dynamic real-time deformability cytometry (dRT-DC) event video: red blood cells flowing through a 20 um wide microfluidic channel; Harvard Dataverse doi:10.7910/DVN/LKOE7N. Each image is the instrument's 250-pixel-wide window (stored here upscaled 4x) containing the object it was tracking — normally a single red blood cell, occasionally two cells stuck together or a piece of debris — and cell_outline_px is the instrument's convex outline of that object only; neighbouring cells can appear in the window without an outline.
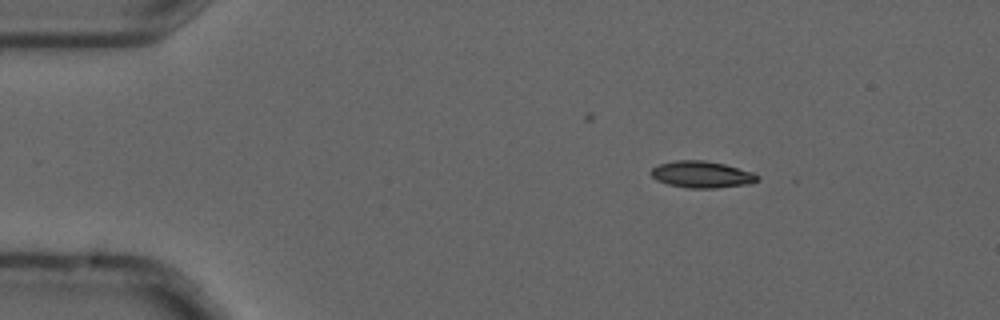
{"species": "common noctule bat (a hibernating species)", "species_latin": "Nyctalus noctula", "temperature_condition": "cold", "stored_images_in_passage": 3, "camera_frame_rate_fps": 3000, "um_per_image_px": 0.085, "animal": {"sex": "male", "forearm_length_mm": 52.5}, "frame": {"image": 1, "passage_image": 2, "time_ms": 0.333, "image_size_px": [1000, 320], "cell_outline_px": [[760, 180], [752, 184], [716, 188], [688, 188], [668, 184], [656, 180], [648, 172], [652, 168], [660, 164], [676, 160], [704, 160], [724, 164], [752, 172], [760, 176]], "centroid_in_image_um": [59.67, 14.84], "position_along_channel_um": 25.3, "area_um2": 16.7}}